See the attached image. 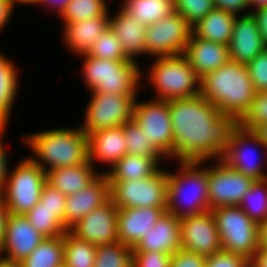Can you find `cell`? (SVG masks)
I'll list each match as a JSON object with an SVG mask.
<instances>
[{"label": "cell", "instance_id": "816d5d0a", "mask_svg": "<svg viewBox=\"0 0 267 267\" xmlns=\"http://www.w3.org/2000/svg\"><path fill=\"white\" fill-rule=\"evenodd\" d=\"M7 215L8 211L5 206L3 196L0 194V253L3 247Z\"/></svg>", "mask_w": 267, "mask_h": 267}, {"label": "cell", "instance_id": "6da1fadb", "mask_svg": "<svg viewBox=\"0 0 267 267\" xmlns=\"http://www.w3.org/2000/svg\"><path fill=\"white\" fill-rule=\"evenodd\" d=\"M174 157L179 161L221 159L239 121L224 115L203 96L169 100ZM209 158V159H208Z\"/></svg>", "mask_w": 267, "mask_h": 267}, {"label": "cell", "instance_id": "f5cc1de1", "mask_svg": "<svg viewBox=\"0 0 267 267\" xmlns=\"http://www.w3.org/2000/svg\"><path fill=\"white\" fill-rule=\"evenodd\" d=\"M70 1L71 0H39V4L44 3L45 5H51L53 8H56L59 12V15H61V13Z\"/></svg>", "mask_w": 267, "mask_h": 267}, {"label": "cell", "instance_id": "db71d44e", "mask_svg": "<svg viewBox=\"0 0 267 267\" xmlns=\"http://www.w3.org/2000/svg\"><path fill=\"white\" fill-rule=\"evenodd\" d=\"M259 247L267 248V219L259 225Z\"/></svg>", "mask_w": 267, "mask_h": 267}, {"label": "cell", "instance_id": "83f0119b", "mask_svg": "<svg viewBox=\"0 0 267 267\" xmlns=\"http://www.w3.org/2000/svg\"><path fill=\"white\" fill-rule=\"evenodd\" d=\"M161 157H144L125 154L105 174L108 181L141 180L153 176L158 170Z\"/></svg>", "mask_w": 267, "mask_h": 267}, {"label": "cell", "instance_id": "ee69618b", "mask_svg": "<svg viewBox=\"0 0 267 267\" xmlns=\"http://www.w3.org/2000/svg\"><path fill=\"white\" fill-rule=\"evenodd\" d=\"M206 267H249L243 256L221 251L206 257Z\"/></svg>", "mask_w": 267, "mask_h": 267}, {"label": "cell", "instance_id": "836d02e7", "mask_svg": "<svg viewBox=\"0 0 267 267\" xmlns=\"http://www.w3.org/2000/svg\"><path fill=\"white\" fill-rule=\"evenodd\" d=\"M105 0H71L61 13L65 23L81 22L95 17L108 16Z\"/></svg>", "mask_w": 267, "mask_h": 267}, {"label": "cell", "instance_id": "d6986e66", "mask_svg": "<svg viewBox=\"0 0 267 267\" xmlns=\"http://www.w3.org/2000/svg\"><path fill=\"white\" fill-rule=\"evenodd\" d=\"M230 60L247 65L267 47L263 44L262 37L255 18L247 13L243 17H236L233 32L228 45Z\"/></svg>", "mask_w": 267, "mask_h": 267}, {"label": "cell", "instance_id": "7bdbcfd3", "mask_svg": "<svg viewBox=\"0 0 267 267\" xmlns=\"http://www.w3.org/2000/svg\"><path fill=\"white\" fill-rule=\"evenodd\" d=\"M171 255L156 251H133L132 267H170Z\"/></svg>", "mask_w": 267, "mask_h": 267}, {"label": "cell", "instance_id": "8d00e7d4", "mask_svg": "<svg viewBox=\"0 0 267 267\" xmlns=\"http://www.w3.org/2000/svg\"><path fill=\"white\" fill-rule=\"evenodd\" d=\"M125 140L127 144V154L140 155L144 157L164 156L147 140L144 130L134 120H130L123 125Z\"/></svg>", "mask_w": 267, "mask_h": 267}, {"label": "cell", "instance_id": "7c38bea8", "mask_svg": "<svg viewBox=\"0 0 267 267\" xmlns=\"http://www.w3.org/2000/svg\"><path fill=\"white\" fill-rule=\"evenodd\" d=\"M192 34V26L177 12L146 26V55H182Z\"/></svg>", "mask_w": 267, "mask_h": 267}, {"label": "cell", "instance_id": "f6af8a7d", "mask_svg": "<svg viewBox=\"0 0 267 267\" xmlns=\"http://www.w3.org/2000/svg\"><path fill=\"white\" fill-rule=\"evenodd\" d=\"M170 267H206V257L180 248L171 255Z\"/></svg>", "mask_w": 267, "mask_h": 267}, {"label": "cell", "instance_id": "c3c4849f", "mask_svg": "<svg viewBox=\"0 0 267 267\" xmlns=\"http://www.w3.org/2000/svg\"><path fill=\"white\" fill-rule=\"evenodd\" d=\"M255 18L263 44L267 47V8L249 12Z\"/></svg>", "mask_w": 267, "mask_h": 267}, {"label": "cell", "instance_id": "74e56055", "mask_svg": "<svg viewBox=\"0 0 267 267\" xmlns=\"http://www.w3.org/2000/svg\"><path fill=\"white\" fill-rule=\"evenodd\" d=\"M86 55L106 60L131 61L110 27L94 42Z\"/></svg>", "mask_w": 267, "mask_h": 267}, {"label": "cell", "instance_id": "4316f807", "mask_svg": "<svg viewBox=\"0 0 267 267\" xmlns=\"http://www.w3.org/2000/svg\"><path fill=\"white\" fill-rule=\"evenodd\" d=\"M236 17L232 13L214 7L192 27V34L203 40L228 46Z\"/></svg>", "mask_w": 267, "mask_h": 267}, {"label": "cell", "instance_id": "8992f818", "mask_svg": "<svg viewBox=\"0 0 267 267\" xmlns=\"http://www.w3.org/2000/svg\"><path fill=\"white\" fill-rule=\"evenodd\" d=\"M211 211L222 251L243 256L250 261L259 248V225L239 206H219Z\"/></svg>", "mask_w": 267, "mask_h": 267}, {"label": "cell", "instance_id": "b9f144b4", "mask_svg": "<svg viewBox=\"0 0 267 267\" xmlns=\"http://www.w3.org/2000/svg\"><path fill=\"white\" fill-rule=\"evenodd\" d=\"M67 196L47 182L42 188L39 202L42 207L56 212V216L64 223Z\"/></svg>", "mask_w": 267, "mask_h": 267}, {"label": "cell", "instance_id": "6f0895ef", "mask_svg": "<svg viewBox=\"0 0 267 267\" xmlns=\"http://www.w3.org/2000/svg\"><path fill=\"white\" fill-rule=\"evenodd\" d=\"M10 2L13 4V6L16 4L15 2H20V4H39V0H10Z\"/></svg>", "mask_w": 267, "mask_h": 267}, {"label": "cell", "instance_id": "cb8c5ba5", "mask_svg": "<svg viewBox=\"0 0 267 267\" xmlns=\"http://www.w3.org/2000/svg\"><path fill=\"white\" fill-rule=\"evenodd\" d=\"M89 161L96 158L113 166L125 154L127 144L123 126L99 130L88 135Z\"/></svg>", "mask_w": 267, "mask_h": 267}, {"label": "cell", "instance_id": "e575fe53", "mask_svg": "<svg viewBox=\"0 0 267 267\" xmlns=\"http://www.w3.org/2000/svg\"><path fill=\"white\" fill-rule=\"evenodd\" d=\"M25 216L32 226L45 237L63 236L68 231L64 223L56 216V212L42 207L40 202Z\"/></svg>", "mask_w": 267, "mask_h": 267}, {"label": "cell", "instance_id": "9f6ffc18", "mask_svg": "<svg viewBox=\"0 0 267 267\" xmlns=\"http://www.w3.org/2000/svg\"><path fill=\"white\" fill-rule=\"evenodd\" d=\"M249 7L255 6L256 10L267 8V0H248Z\"/></svg>", "mask_w": 267, "mask_h": 267}, {"label": "cell", "instance_id": "7dc6e473", "mask_svg": "<svg viewBox=\"0 0 267 267\" xmlns=\"http://www.w3.org/2000/svg\"><path fill=\"white\" fill-rule=\"evenodd\" d=\"M5 127H0V194H2V192L5 189L6 186V180L8 177V173H9V167H8V162H7V155H6V151L4 150L5 148L2 145V140L1 137L3 135Z\"/></svg>", "mask_w": 267, "mask_h": 267}, {"label": "cell", "instance_id": "4dcf8cb0", "mask_svg": "<svg viewBox=\"0 0 267 267\" xmlns=\"http://www.w3.org/2000/svg\"><path fill=\"white\" fill-rule=\"evenodd\" d=\"M13 65L0 53V127H6L18 87L19 78Z\"/></svg>", "mask_w": 267, "mask_h": 267}, {"label": "cell", "instance_id": "5bb4252c", "mask_svg": "<svg viewBox=\"0 0 267 267\" xmlns=\"http://www.w3.org/2000/svg\"><path fill=\"white\" fill-rule=\"evenodd\" d=\"M181 249L204 257L222 251L219 232L210 210L180 219Z\"/></svg>", "mask_w": 267, "mask_h": 267}, {"label": "cell", "instance_id": "e0dca14e", "mask_svg": "<svg viewBox=\"0 0 267 267\" xmlns=\"http://www.w3.org/2000/svg\"><path fill=\"white\" fill-rule=\"evenodd\" d=\"M253 142L259 147L265 148L259 136L254 131H247L240 126L232 133V137L227 150L222 154L221 161L228 167L252 178L253 180H262L267 178V175L262 171L259 164L253 158V151L251 152L246 146L247 142ZM253 153V154H252ZM253 155V156H252ZM252 157L253 159H251ZM264 172V173H263Z\"/></svg>", "mask_w": 267, "mask_h": 267}, {"label": "cell", "instance_id": "bcb514c9", "mask_svg": "<svg viewBox=\"0 0 267 267\" xmlns=\"http://www.w3.org/2000/svg\"><path fill=\"white\" fill-rule=\"evenodd\" d=\"M213 2L215 8H219L236 16L238 12L249 7L248 0H213Z\"/></svg>", "mask_w": 267, "mask_h": 267}, {"label": "cell", "instance_id": "1f68e13d", "mask_svg": "<svg viewBox=\"0 0 267 267\" xmlns=\"http://www.w3.org/2000/svg\"><path fill=\"white\" fill-rule=\"evenodd\" d=\"M64 241V267H94L96 248L92 243L80 240L66 231Z\"/></svg>", "mask_w": 267, "mask_h": 267}, {"label": "cell", "instance_id": "f546056e", "mask_svg": "<svg viewBox=\"0 0 267 267\" xmlns=\"http://www.w3.org/2000/svg\"><path fill=\"white\" fill-rule=\"evenodd\" d=\"M122 9L145 26L172 14L174 0H125Z\"/></svg>", "mask_w": 267, "mask_h": 267}, {"label": "cell", "instance_id": "ffe728a7", "mask_svg": "<svg viewBox=\"0 0 267 267\" xmlns=\"http://www.w3.org/2000/svg\"><path fill=\"white\" fill-rule=\"evenodd\" d=\"M166 207H144L118 209L117 228L119 242L131 247L137 245L142 236L156 224Z\"/></svg>", "mask_w": 267, "mask_h": 267}, {"label": "cell", "instance_id": "3957f363", "mask_svg": "<svg viewBox=\"0 0 267 267\" xmlns=\"http://www.w3.org/2000/svg\"><path fill=\"white\" fill-rule=\"evenodd\" d=\"M24 141L38 157L31 159L45 172L81 165L89 160L88 136L80 127L44 130L24 137ZM45 163L49 168L43 165Z\"/></svg>", "mask_w": 267, "mask_h": 267}, {"label": "cell", "instance_id": "7402d4cb", "mask_svg": "<svg viewBox=\"0 0 267 267\" xmlns=\"http://www.w3.org/2000/svg\"><path fill=\"white\" fill-rule=\"evenodd\" d=\"M180 235V219L165 211L153 229L142 236L133 251H156L172 255L181 248Z\"/></svg>", "mask_w": 267, "mask_h": 267}, {"label": "cell", "instance_id": "d4e9b609", "mask_svg": "<svg viewBox=\"0 0 267 267\" xmlns=\"http://www.w3.org/2000/svg\"><path fill=\"white\" fill-rule=\"evenodd\" d=\"M88 160L81 165L66 166L46 171V182L66 196L87 188L100 175Z\"/></svg>", "mask_w": 267, "mask_h": 267}, {"label": "cell", "instance_id": "603a6c76", "mask_svg": "<svg viewBox=\"0 0 267 267\" xmlns=\"http://www.w3.org/2000/svg\"><path fill=\"white\" fill-rule=\"evenodd\" d=\"M109 18V27L118 38L125 55L131 61L138 55L146 54V26L141 24L122 8Z\"/></svg>", "mask_w": 267, "mask_h": 267}, {"label": "cell", "instance_id": "681fc988", "mask_svg": "<svg viewBox=\"0 0 267 267\" xmlns=\"http://www.w3.org/2000/svg\"><path fill=\"white\" fill-rule=\"evenodd\" d=\"M13 4L10 0H0V31L10 19L13 10Z\"/></svg>", "mask_w": 267, "mask_h": 267}, {"label": "cell", "instance_id": "9c48e42d", "mask_svg": "<svg viewBox=\"0 0 267 267\" xmlns=\"http://www.w3.org/2000/svg\"><path fill=\"white\" fill-rule=\"evenodd\" d=\"M110 199L118 209L167 207V172L132 181H109Z\"/></svg>", "mask_w": 267, "mask_h": 267}, {"label": "cell", "instance_id": "484cf974", "mask_svg": "<svg viewBox=\"0 0 267 267\" xmlns=\"http://www.w3.org/2000/svg\"><path fill=\"white\" fill-rule=\"evenodd\" d=\"M109 27V17H95L81 22L65 23L64 41L67 46L82 56Z\"/></svg>", "mask_w": 267, "mask_h": 267}, {"label": "cell", "instance_id": "8fae6325", "mask_svg": "<svg viewBox=\"0 0 267 267\" xmlns=\"http://www.w3.org/2000/svg\"><path fill=\"white\" fill-rule=\"evenodd\" d=\"M132 119L144 130L147 140L152 142L163 156L174 157V137L168 101H135Z\"/></svg>", "mask_w": 267, "mask_h": 267}, {"label": "cell", "instance_id": "ba28073f", "mask_svg": "<svg viewBox=\"0 0 267 267\" xmlns=\"http://www.w3.org/2000/svg\"><path fill=\"white\" fill-rule=\"evenodd\" d=\"M45 183L46 172L31 157L19 162L8 175L2 192L8 213H28L39 202Z\"/></svg>", "mask_w": 267, "mask_h": 267}, {"label": "cell", "instance_id": "f1b7e54d", "mask_svg": "<svg viewBox=\"0 0 267 267\" xmlns=\"http://www.w3.org/2000/svg\"><path fill=\"white\" fill-rule=\"evenodd\" d=\"M63 236L45 237L17 267H64Z\"/></svg>", "mask_w": 267, "mask_h": 267}, {"label": "cell", "instance_id": "60d3db41", "mask_svg": "<svg viewBox=\"0 0 267 267\" xmlns=\"http://www.w3.org/2000/svg\"><path fill=\"white\" fill-rule=\"evenodd\" d=\"M246 66L256 93L267 92V48Z\"/></svg>", "mask_w": 267, "mask_h": 267}, {"label": "cell", "instance_id": "f907efd6", "mask_svg": "<svg viewBox=\"0 0 267 267\" xmlns=\"http://www.w3.org/2000/svg\"><path fill=\"white\" fill-rule=\"evenodd\" d=\"M250 267H267V248L259 247L253 258L249 261Z\"/></svg>", "mask_w": 267, "mask_h": 267}, {"label": "cell", "instance_id": "4fadbf2b", "mask_svg": "<svg viewBox=\"0 0 267 267\" xmlns=\"http://www.w3.org/2000/svg\"><path fill=\"white\" fill-rule=\"evenodd\" d=\"M218 161L216 166L207 167L209 209L238 206L254 180Z\"/></svg>", "mask_w": 267, "mask_h": 267}, {"label": "cell", "instance_id": "5b68a950", "mask_svg": "<svg viewBox=\"0 0 267 267\" xmlns=\"http://www.w3.org/2000/svg\"><path fill=\"white\" fill-rule=\"evenodd\" d=\"M82 55L85 59L83 77L92 92L137 95L142 75L136 61H115Z\"/></svg>", "mask_w": 267, "mask_h": 267}, {"label": "cell", "instance_id": "30bf717a", "mask_svg": "<svg viewBox=\"0 0 267 267\" xmlns=\"http://www.w3.org/2000/svg\"><path fill=\"white\" fill-rule=\"evenodd\" d=\"M92 95L86 107L84 125L80 127L87 136L99 130L123 126L132 120L137 95H111L108 92H92Z\"/></svg>", "mask_w": 267, "mask_h": 267}, {"label": "cell", "instance_id": "52a82bcc", "mask_svg": "<svg viewBox=\"0 0 267 267\" xmlns=\"http://www.w3.org/2000/svg\"><path fill=\"white\" fill-rule=\"evenodd\" d=\"M149 71L158 92L155 99L169 101L200 95V79L183 54L157 57Z\"/></svg>", "mask_w": 267, "mask_h": 267}, {"label": "cell", "instance_id": "f35d334b", "mask_svg": "<svg viewBox=\"0 0 267 267\" xmlns=\"http://www.w3.org/2000/svg\"><path fill=\"white\" fill-rule=\"evenodd\" d=\"M214 8L213 0H174L175 12L192 27Z\"/></svg>", "mask_w": 267, "mask_h": 267}, {"label": "cell", "instance_id": "ab89813d", "mask_svg": "<svg viewBox=\"0 0 267 267\" xmlns=\"http://www.w3.org/2000/svg\"><path fill=\"white\" fill-rule=\"evenodd\" d=\"M264 123H267V92H259L255 94L248 112L239 121V126L247 131H255Z\"/></svg>", "mask_w": 267, "mask_h": 267}, {"label": "cell", "instance_id": "7a4b0ae2", "mask_svg": "<svg viewBox=\"0 0 267 267\" xmlns=\"http://www.w3.org/2000/svg\"><path fill=\"white\" fill-rule=\"evenodd\" d=\"M255 94L247 66L231 60L200 79V95L238 121L250 109Z\"/></svg>", "mask_w": 267, "mask_h": 267}, {"label": "cell", "instance_id": "2e32d148", "mask_svg": "<svg viewBox=\"0 0 267 267\" xmlns=\"http://www.w3.org/2000/svg\"><path fill=\"white\" fill-rule=\"evenodd\" d=\"M44 238L45 236L32 226L25 215L8 213L0 255H3L4 251L7 254L0 258L17 265L27 258Z\"/></svg>", "mask_w": 267, "mask_h": 267}, {"label": "cell", "instance_id": "ac0fdd59", "mask_svg": "<svg viewBox=\"0 0 267 267\" xmlns=\"http://www.w3.org/2000/svg\"><path fill=\"white\" fill-rule=\"evenodd\" d=\"M110 199V185L107 175H99L87 188L66 198L64 225L69 230L84 216L101 207Z\"/></svg>", "mask_w": 267, "mask_h": 267}, {"label": "cell", "instance_id": "680465c9", "mask_svg": "<svg viewBox=\"0 0 267 267\" xmlns=\"http://www.w3.org/2000/svg\"><path fill=\"white\" fill-rule=\"evenodd\" d=\"M0 267H17L16 264L0 258Z\"/></svg>", "mask_w": 267, "mask_h": 267}, {"label": "cell", "instance_id": "44dd1931", "mask_svg": "<svg viewBox=\"0 0 267 267\" xmlns=\"http://www.w3.org/2000/svg\"><path fill=\"white\" fill-rule=\"evenodd\" d=\"M183 55L199 79L230 61L227 45L206 41L191 34Z\"/></svg>", "mask_w": 267, "mask_h": 267}, {"label": "cell", "instance_id": "d6a6232c", "mask_svg": "<svg viewBox=\"0 0 267 267\" xmlns=\"http://www.w3.org/2000/svg\"><path fill=\"white\" fill-rule=\"evenodd\" d=\"M238 206L253 222L263 223L267 219V178L254 180Z\"/></svg>", "mask_w": 267, "mask_h": 267}, {"label": "cell", "instance_id": "11a10c76", "mask_svg": "<svg viewBox=\"0 0 267 267\" xmlns=\"http://www.w3.org/2000/svg\"><path fill=\"white\" fill-rule=\"evenodd\" d=\"M254 132L259 136L262 143L266 145L267 144V123L260 125Z\"/></svg>", "mask_w": 267, "mask_h": 267}, {"label": "cell", "instance_id": "9a60e30c", "mask_svg": "<svg viewBox=\"0 0 267 267\" xmlns=\"http://www.w3.org/2000/svg\"><path fill=\"white\" fill-rule=\"evenodd\" d=\"M117 214L118 208L109 199L101 207L84 216L68 231L76 238L95 246L119 242Z\"/></svg>", "mask_w": 267, "mask_h": 267}, {"label": "cell", "instance_id": "277c9868", "mask_svg": "<svg viewBox=\"0 0 267 267\" xmlns=\"http://www.w3.org/2000/svg\"><path fill=\"white\" fill-rule=\"evenodd\" d=\"M179 163L180 173L172 174L171 172L170 174L167 172L166 211L178 219H182L210 210L207 168L198 169V165L204 162L179 161ZM187 188L190 190L188 191ZM181 196L182 198H180ZM180 200L185 205L183 210L179 208L182 204H177Z\"/></svg>", "mask_w": 267, "mask_h": 267}, {"label": "cell", "instance_id": "d590c367", "mask_svg": "<svg viewBox=\"0 0 267 267\" xmlns=\"http://www.w3.org/2000/svg\"><path fill=\"white\" fill-rule=\"evenodd\" d=\"M133 249L121 242L97 246L94 267H132Z\"/></svg>", "mask_w": 267, "mask_h": 267}]
</instances>
